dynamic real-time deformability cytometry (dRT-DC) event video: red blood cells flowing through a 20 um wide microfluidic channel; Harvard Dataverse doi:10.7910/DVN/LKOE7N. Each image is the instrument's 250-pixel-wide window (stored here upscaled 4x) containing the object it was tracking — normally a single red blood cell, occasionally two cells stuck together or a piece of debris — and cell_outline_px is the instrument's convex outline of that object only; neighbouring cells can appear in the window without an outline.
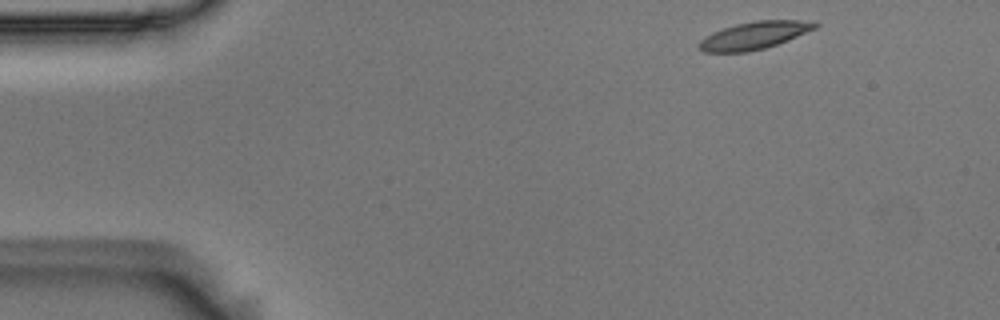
{"species": "Egyptian fruit bat (a non-hibernating species)", "species_latin": "Rousettus aegyptiacus", "temperature_condition": "room temperature", "stored_images_in_passage": 6, "camera_frame_rate_fps": 3000, "um_per_image_px": 0.085, "animal": {"sex": "male"}, "frame": {"image": 1, "passage_image": 1, "time_ms": 0.0, "image_size_px": [1000, 320], "cell_outline_px": [[820, 24], [816, 28], [776, 44], [764, 48], [748, 52], [704, 52], [696, 44], [700, 40], [712, 32], [736, 24], [756, 20], [816, 20]], "centroid_in_image_um": [64.12, 3.0], "position_along_channel_um": 20.9, "area_um2": 18.55}}
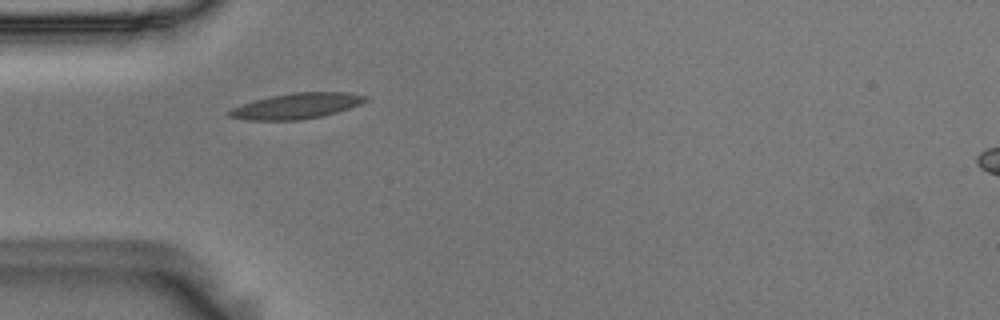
{"frame": {"image": 2, "passage_image": 4, "time_ms": 1.0, "image_size_px": [1000, 320], "cell_outline_px": [[368, 100], [360, 104], [336, 112], [320, 116], [300, 120], [248, 120], [228, 116], [228, 112], [232, 108], [256, 100], [272, 96], [292, 92], [348, 92], [368, 96]], "centroid_in_image_um": [25.24, 9.0], "position_along_channel_um": 59.8, "area_um2": 20.06}}
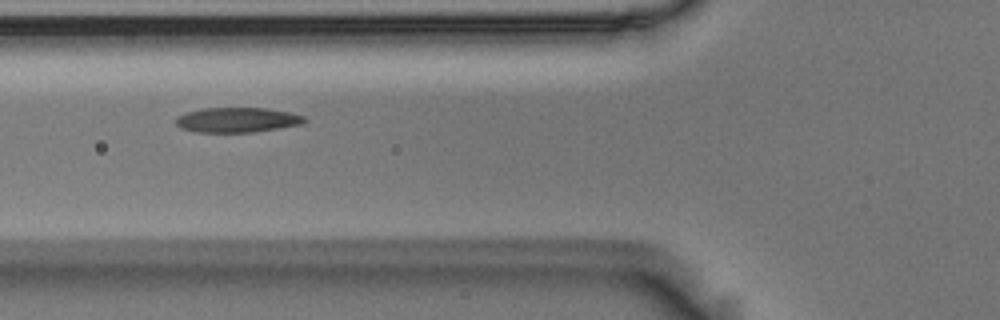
{"frame": {"image": 3, "passage_image": 5, "time_ms": 1.333, "image_size_px": [1000, 320], "cell_outline_px": [[308, 120], [300, 124], [252, 132], [192, 132], [180, 128], [176, 124], [176, 116], [188, 112], [204, 108], [268, 108], [288, 112], [304, 116]], "centroid_in_image_um": [20.12, 10.19], "position_along_channel_um": 105.7, "area_um2": 18.55}}